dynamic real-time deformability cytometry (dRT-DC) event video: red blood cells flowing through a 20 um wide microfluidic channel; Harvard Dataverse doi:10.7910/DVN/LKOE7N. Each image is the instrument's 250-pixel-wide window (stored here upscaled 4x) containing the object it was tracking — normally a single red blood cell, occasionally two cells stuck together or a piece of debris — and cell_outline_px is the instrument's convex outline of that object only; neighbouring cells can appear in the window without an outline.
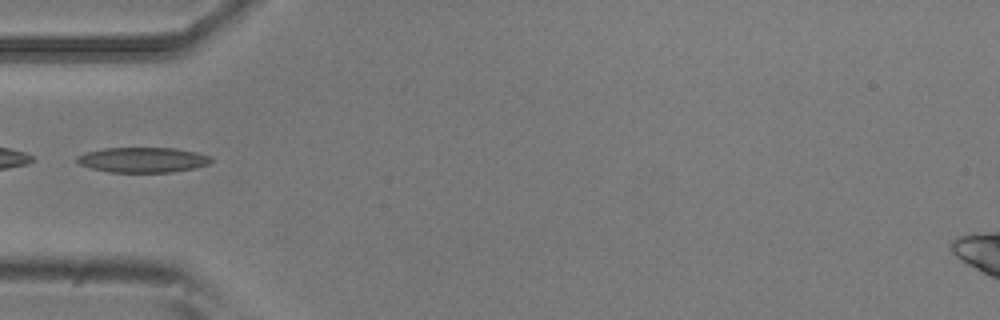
{"species": "common noctule bat (a hibernating species)", "species_latin": "Nyctalus noctula", "temperature_condition": "room temperature", "stored_images_in_passage": 5, "camera_frame_rate_fps": 3000, "um_per_image_px": 0.085, "animal": {"sex": "male", "body_mass_g": 20.5, "forearm_length_mm": 52.5}, "frame": {"image": 1, "passage_image": 5, "time_ms": 1.333, "image_size_px": [1000, 320], "cell_outline_px": [[212, 160], [208, 164], [196, 168], [172, 172], [108, 172], [92, 168], [80, 164], [76, 160], [76, 156], [84, 152], [104, 148], [176, 148], [196, 152], [208, 156]], "centroid_in_image_um": [12.11, 13.58], "position_along_channel_um": 72.9, "area_um2": 19.65}}